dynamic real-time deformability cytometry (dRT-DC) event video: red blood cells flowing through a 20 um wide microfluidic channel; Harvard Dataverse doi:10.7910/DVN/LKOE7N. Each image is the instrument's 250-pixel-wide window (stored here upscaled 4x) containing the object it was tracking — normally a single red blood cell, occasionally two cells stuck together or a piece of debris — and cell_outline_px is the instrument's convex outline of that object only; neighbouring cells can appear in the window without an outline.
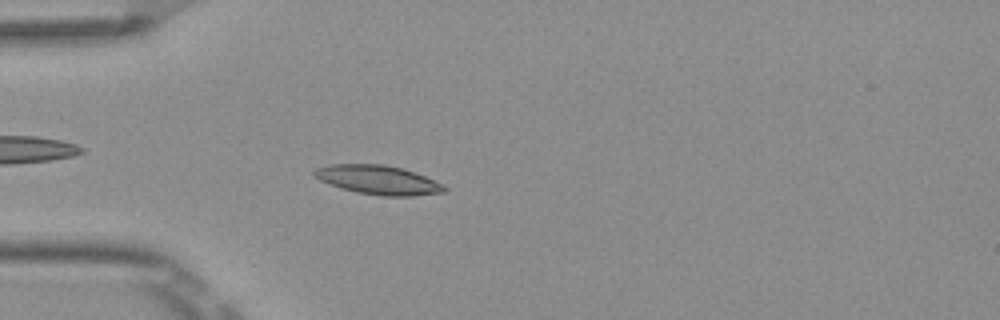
{"species": "Egyptian fruit bat (a non-hibernating species)", "species_latin": "Rousettus aegyptiacus", "temperature_condition": "room temperature", "stored_images_in_passage": 4, "camera_frame_rate_fps": 3000, "um_per_image_px": 0.085, "frame": {"image": 1, "passage_image": 4, "time_ms": 1.0, "image_size_px": [1000, 320], "cell_outline_px": [[448, 188], [444, 192], [412, 196], [380, 196], [356, 192], [340, 188], [320, 180], [312, 172], [316, 168], [328, 164], [384, 164], [404, 168], [424, 176]], "centroid_in_image_um": [32.11, 15.29], "position_along_channel_um": 52.9, "area_um2": 21.96}}